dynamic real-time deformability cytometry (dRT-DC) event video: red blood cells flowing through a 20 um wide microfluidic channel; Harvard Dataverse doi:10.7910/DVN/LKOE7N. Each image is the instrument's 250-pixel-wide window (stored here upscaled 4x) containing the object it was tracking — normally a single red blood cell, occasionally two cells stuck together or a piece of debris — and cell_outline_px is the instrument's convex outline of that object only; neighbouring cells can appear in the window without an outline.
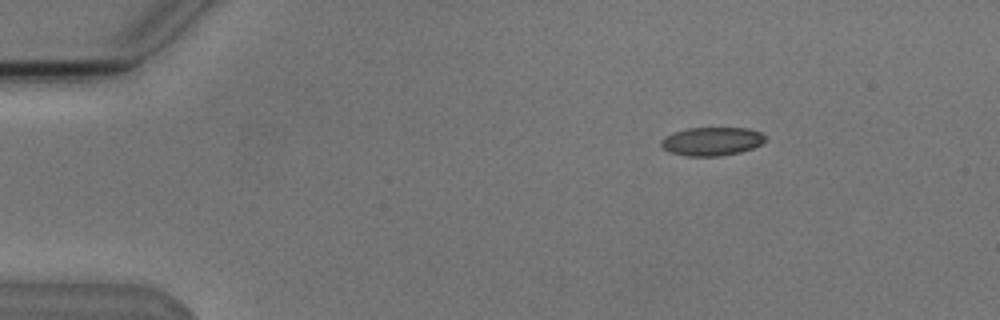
{"species": "Egyptian fruit bat (a non-hibernating species)", "species_latin": "Rousettus aegyptiacus", "temperature_condition": "cold", "stored_images_in_passage": 6, "camera_frame_rate_fps": 3000, "um_per_image_px": 0.085, "animal": {"sex": "male"}, "frame": {"image": 1, "passage_image": 1, "time_ms": 0.0, "image_size_px": [1000, 320], "cell_outline_px": [[768, 140], [752, 148], [740, 152], [720, 156], [688, 156], [668, 152], [660, 144], [660, 140], [664, 136], [672, 132], [688, 128], [748, 128], [760, 132], [768, 136]], "centroid_in_image_um": [60.51, 12.01], "position_along_channel_um": 24.5, "area_um2": 17.51}}
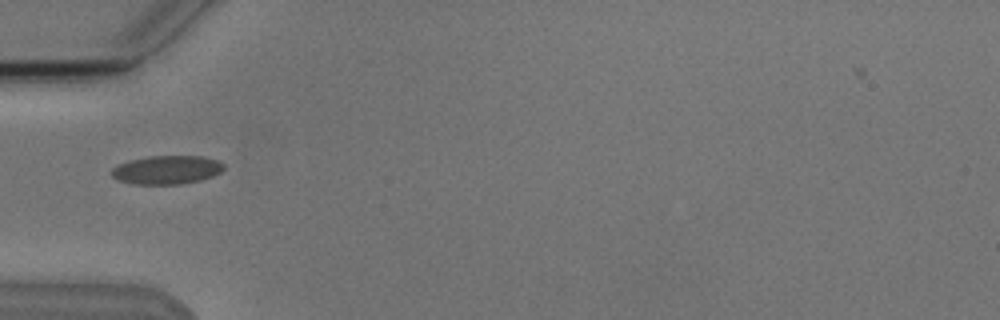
{"frame": {"image": 2, "passage_image": 4, "time_ms": 3.333, "image_size_px": [1000, 320], "cell_outline_px": [[224, 168], [220, 172], [212, 176], [200, 180], [180, 184], [132, 184], [120, 180], [112, 176], [112, 168], [116, 164], [128, 160], [148, 156], [200, 156], [216, 160], [224, 164]], "centroid_in_image_um": [14.14, 14.43], "position_along_channel_um": 70.9, "area_um2": 18.67}}
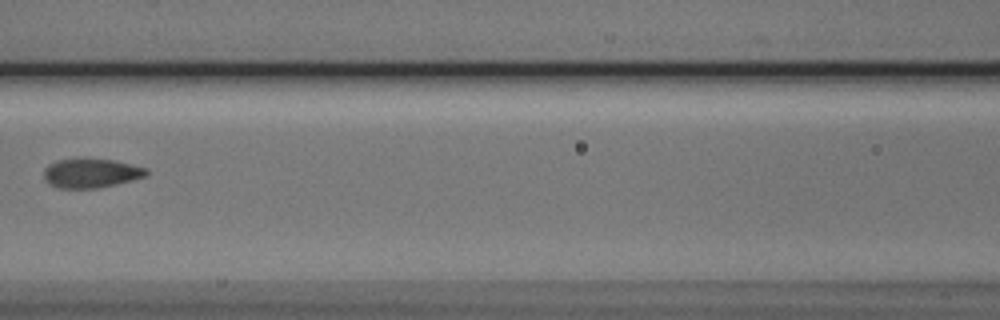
{"frame": {"image": 3, "passage_image": 6, "time_ms": 5.667, "image_size_px": [1000, 320], "cell_outline_px": [[148, 176], [116, 184], [96, 188], [56, 188], [48, 184], [44, 180], [44, 168], [48, 164], [56, 160], [84, 156], [116, 160], [148, 168]], "centroid_in_image_um": [7.72, 14.68], "position_along_channel_um": 158.9, "area_um2": 18.26}}